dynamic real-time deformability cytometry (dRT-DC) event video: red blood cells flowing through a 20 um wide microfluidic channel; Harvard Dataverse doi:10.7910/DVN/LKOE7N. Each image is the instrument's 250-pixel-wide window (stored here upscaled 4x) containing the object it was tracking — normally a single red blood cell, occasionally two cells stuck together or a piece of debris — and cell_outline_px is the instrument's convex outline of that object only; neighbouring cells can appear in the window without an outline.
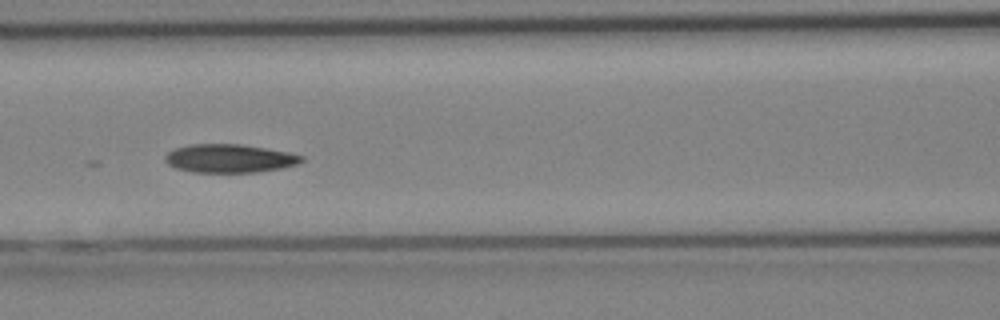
{"species": "Egyptian fruit bat (a non-hibernating species)", "species_latin": "Rousettus aegyptiacus", "temperature_condition": "cold", "stored_images_in_passage": 32, "camera_frame_rate_fps": 3000, "um_per_image_px": 0.085, "animal": {"sex": "female"}, "frame": {"image": 1, "passage_image": 14, "time_ms": 4.333, "image_size_px": [1000, 320], "cell_outline_px": [[304, 160], [296, 164], [280, 168], [256, 172], [192, 172], [176, 168], [168, 164], [164, 160], [164, 156], [168, 152], [176, 148], [188, 144], [240, 144], [288, 152], [304, 156]], "centroid_in_image_um": [19.47, 13.46], "position_along_channel_um": 147.1, "area_um2": 22.48}}